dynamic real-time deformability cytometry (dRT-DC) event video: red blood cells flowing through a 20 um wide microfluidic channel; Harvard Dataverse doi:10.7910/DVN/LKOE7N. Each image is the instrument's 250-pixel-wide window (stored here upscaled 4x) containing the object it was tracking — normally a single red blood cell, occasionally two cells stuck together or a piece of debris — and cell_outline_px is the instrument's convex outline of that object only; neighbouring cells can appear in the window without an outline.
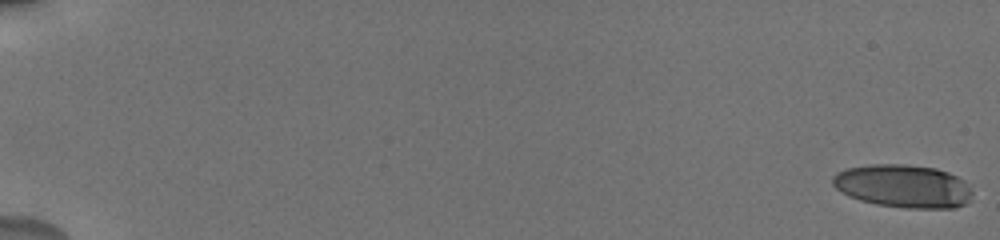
{"species": "human", "species_latin": "Homo sapiens", "temperature_condition": "cold", "stored_images_in_passage": 18, "camera_frame_rate_fps": 3000, "um_per_image_px": 0.085, "donor": {"sex": "male"}, "frame": {"image": 1, "passage_image": 1, "time_ms": 0.0, "image_size_px": [1000, 240], "cell_outline_px": [[972, 192], [968, 200], [964, 204], [956, 208], [904, 208], [876, 204], [860, 200], [848, 196], [840, 192], [832, 184], [832, 176], [836, 172], [848, 168], [868, 164], [908, 164], [936, 168], [948, 172], [964, 180]], "centroid_in_image_um": [76.74, 15.81], "position_along_channel_um": 8.3, "area_um2": 35.26}}
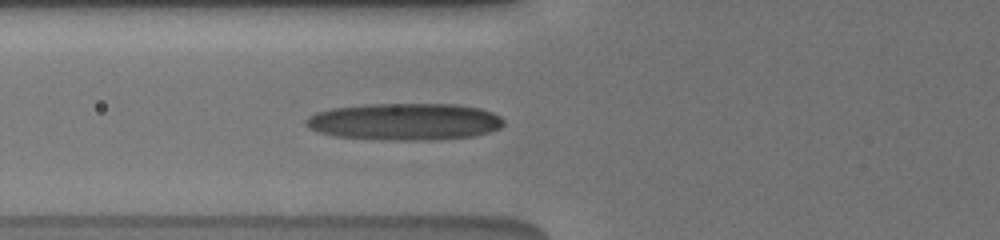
{"frame": {"image": 2, "passage_image": 12, "time_ms": 7.667, "image_size_px": [1000, 240], "cell_outline_px": [[504, 124], [500, 128], [476, 136], [424, 140], [384, 140], [336, 136], [320, 132], [308, 128], [304, 124], [304, 120], [308, 116], [316, 112], [332, 108], [372, 104], [452, 104], [480, 108], [492, 112], [500, 116], [504, 120]], "centroid_in_image_um": [34.39, 10.34], "position_along_channel_um": 91.4, "area_um2": 42.66}}
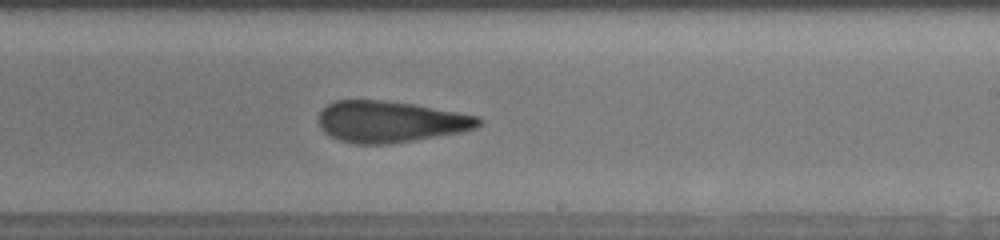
{"frame": {"image": 3, "passage_image": 18, "time_ms": 12.0, "image_size_px": [1000, 240], "cell_outline_px": [[484, 120], [476, 128], [464, 132], [388, 144], [356, 144], [340, 140], [324, 132], [320, 128], [320, 112], [332, 100], [384, 100], [416, 104], [480, 116]], "centroid_in_image_um": [33.23, 10.33], "position_along_channel_um": 255.8, "area_um2": 38.78}}